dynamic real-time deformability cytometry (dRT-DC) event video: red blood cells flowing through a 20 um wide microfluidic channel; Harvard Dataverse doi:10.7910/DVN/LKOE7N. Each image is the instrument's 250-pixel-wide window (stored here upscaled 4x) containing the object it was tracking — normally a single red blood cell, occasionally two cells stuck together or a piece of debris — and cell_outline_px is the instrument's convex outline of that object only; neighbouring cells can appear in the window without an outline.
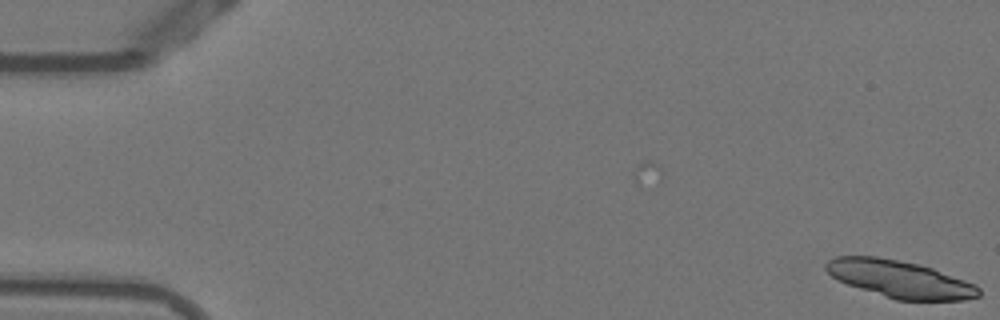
{"species": "Egyptian fruit bat (a non-hibernating species)", "species_latin": "Rousettus aegyptiacus", "temperature_condition": "warm", "stored_images_in_passage": 5, "camera_frame_rate_fps": 3000, "um_per_image_px": 0.085, "animal": {"sex": "female"}, "frame": {"image": 1, "passage_image": 5, "time_ms": 1.333, "image_size_px": [1000, 320], "cell_outline_px": [[980, 296], [964, 300], [896, 300], [836, 280], [824, 268], [824, 264], [828, 260], [836, 256], [876, 256], [900, 260], [920, 264], [932, 268], [976, 284], [980, 288]], "centroid_in_image_um": [76.48, 23.71], "position_along_channel_um": 8.5, "area_um2": 33.18}}